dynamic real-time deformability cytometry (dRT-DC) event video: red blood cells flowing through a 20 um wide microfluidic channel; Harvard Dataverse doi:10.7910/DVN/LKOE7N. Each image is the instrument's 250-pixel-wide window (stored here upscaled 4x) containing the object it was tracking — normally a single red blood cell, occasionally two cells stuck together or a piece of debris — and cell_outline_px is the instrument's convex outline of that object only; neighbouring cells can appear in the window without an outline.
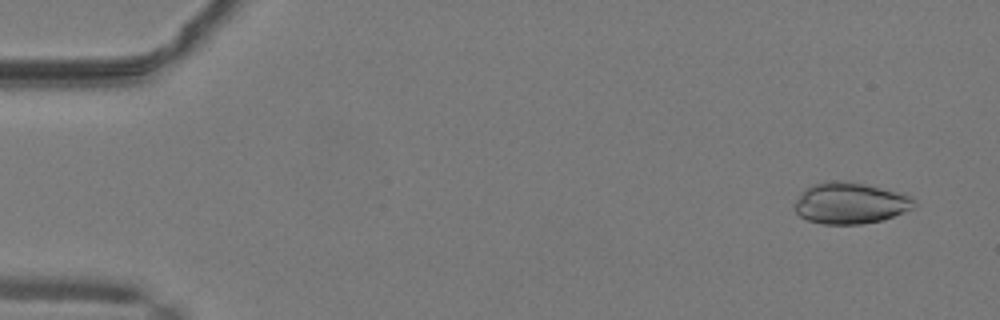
{"species": "common noctule bat (a hibernating species)", "species_latin": "Nyctalus noctula", "temperature_condition": "warm", "stored_images_in_passage": 50, "camera_frame_rate_fps": 3000, "um_per_image_px": 0.085, "animal": {"sex": "male", "body_mass_g": 19.2, "forearm_length_mm": 51.8}, "frame": {"image": 1, "passage_image": 3, "time_ms": 0.667, "image_size_px": [1000, 320], "cell_outline_px": [[916, 204], [912, 208], [884, 220], [860, 224], [824, 224], [808, 220], [800, 216], [792, 208], [792, 204], [800, 192], [812, 184], [824, 180], [844, 180], [904, 192], [912, 196], [916, 200]], "centroid_in_image_um": [72.25, 17.24], "position_along_channel_um": 12.8, "area_um2": 29.42}}
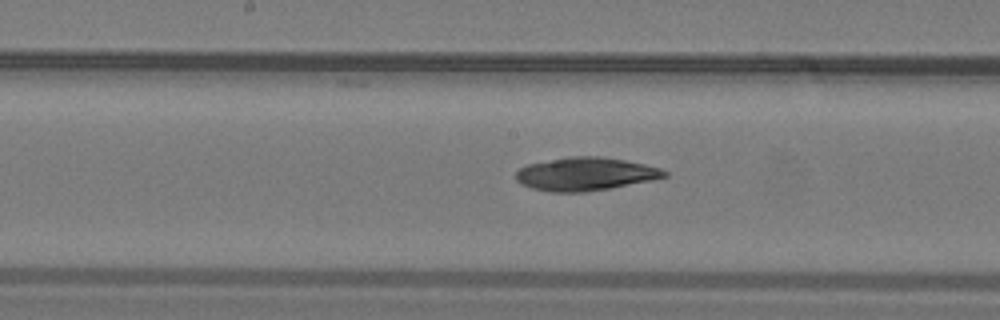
{"frame": {"image": 2, "passage_image": 26, "time_ms": 8.333, "image_size_px": [1000, 320], "cell_outline_px": [[668, 176], [652, 180], [608, 188], [584, 192], [552, 192], [532, 188], [520, 184], [516, 180], [516, 172], [520, 168], [528, 164], [568, 156], [600, 156], [624, 160], [644, 164], [660, 168], [668, 172]], "centroid_in_image_um": [49.74, 14.78], "position_along_channel_um": 198.5, "area_um2": 28.61}}
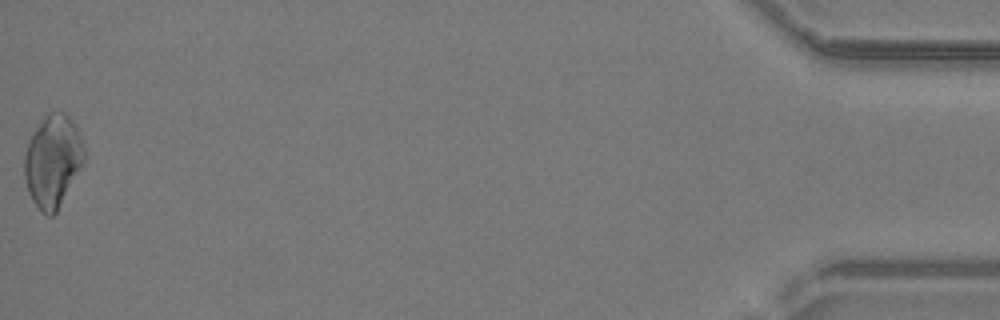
{"frame": {"image": 3, "passage_image": 50, "time_ms": 16.333, "image_size_px": [1000, 320], "cell_outline_px": [[84, 160], [80, 168], [56, 212], [52, 216], [48, 216], [40, 212], [32, 200], [28, 192], [24, 176], [24, 156], [28, 140], [32, 132], [44, 116], [48, 112], [64, 112], [72, 120], [84, 144]], "centroid_in_image_um": [4.45, 13.68], "position_along_channel_um": 430.7, "area_um2": 32.02}}